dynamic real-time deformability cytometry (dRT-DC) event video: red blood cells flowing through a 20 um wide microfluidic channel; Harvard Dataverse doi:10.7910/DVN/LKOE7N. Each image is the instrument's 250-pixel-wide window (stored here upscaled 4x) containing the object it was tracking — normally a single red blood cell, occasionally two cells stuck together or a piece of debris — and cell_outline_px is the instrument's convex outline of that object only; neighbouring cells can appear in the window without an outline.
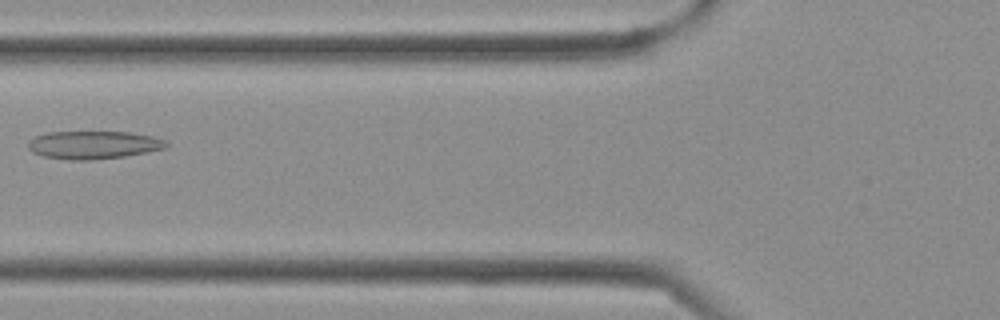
{"species": "Egyptian fruit bat (a non-hibernating species)", "species_latin": "Rousettus aegyptiacus", "temperature_condition": "cold", "stored_images_in_passage": 37, "camera_frame_rate_fps": 3000, "um_per_image_px": 0.085, "frame": {"image": 1, "passage_image": 14, "time_ms": 4.333, "image_size_px": [1000, 320], "cell_outline_px": [[168, 144], [164, 148], [124, 156], [92, 160], [72, 160], [44, 156], [32, 152], [28, 148], [28, 140], [36, 136], [48, 132], [128, 132], [152, 136], [164, 140]], "centroid_in_image_um": [7.9, 12.31], "position_along_channel_um": 117.9, "area_um2": 22.25}}
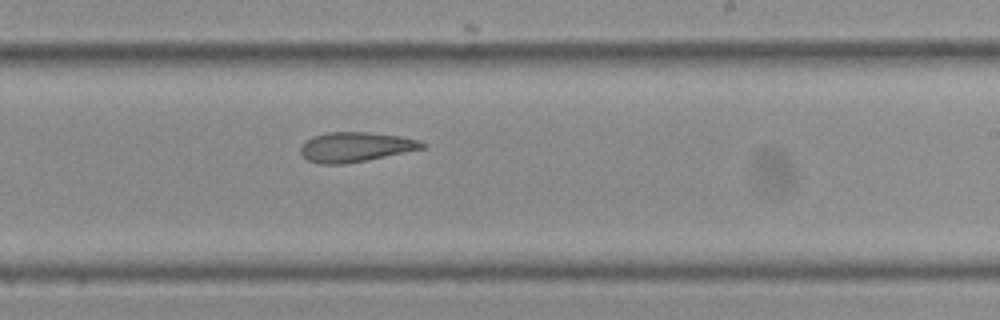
{"frame": {"image": 2, "passage_image": 22, "time_ms": 7.0, "image_size_px": [1000, 320], "cell_outline_px": [[428, 148], [368, 160], [344, 164], [320, 164], [308, 160], [300, 152], [300, 148], [304, 140], [312, 136], [328, 132], [368, 132], [400, 136], [420, 140], [428, 144]], "centroid_in_image_um": [30.26, 12.49], "position_along_channel_um": 258.7, "area_um2": 21.44}}
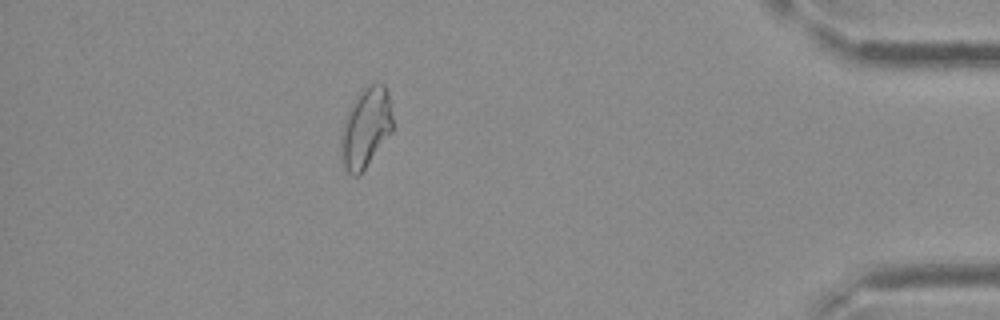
{"frame": {"image": 3, "passage_image": 33, "time_ms": 10.667, "image_size_px": [1000, 320], "cell_outline_px": [[392, 132], [364, 168], [356, 176], [352, 176], [344, 168], [340, 152], [340, 136], [344, 120], [360, 88], [364, 84], [384, 84], [388, 92], [392, 116]], "centroid_in_image_um": [31.07, 10.82], "position_along_channel_um": 404.1, "area_um2": 24.04}}